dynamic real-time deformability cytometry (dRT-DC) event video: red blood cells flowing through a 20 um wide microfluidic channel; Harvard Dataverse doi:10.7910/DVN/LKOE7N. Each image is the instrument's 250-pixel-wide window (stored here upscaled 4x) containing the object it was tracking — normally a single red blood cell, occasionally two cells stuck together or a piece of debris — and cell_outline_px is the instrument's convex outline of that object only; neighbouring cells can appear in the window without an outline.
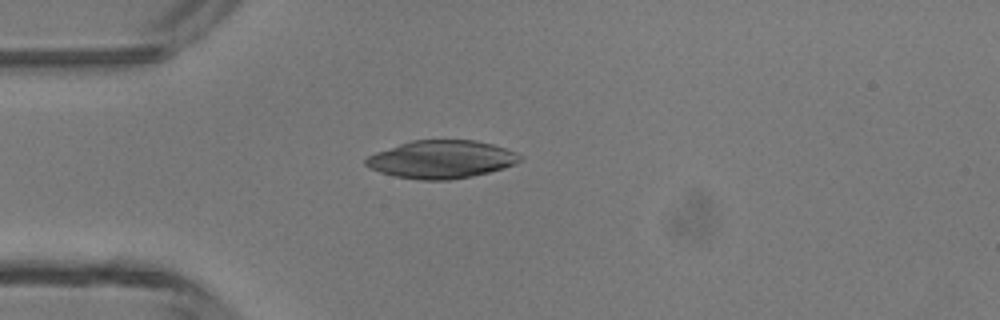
{"species": "common noctule bat (a hibernating species)", "species_latin": "Nyctalus noctula", "temperature_condition": "room temperature", "stored_images_in_passage": 2, "camera_frame_rate_fps": 3000, "um_per_image_px": 0.085, "animal": {"sex": "male", "body_mass_g": 13.3}, "frame": {"image": 1, "passage_image": 2, "time_ms": 2.0, "image_size_px": [1000, 320], "cell_outline_px": [[524, 156], [516, 164], [504, 168], [472, 176], [448, 180], [420, 180], [396, 176], [380, 172], [364, 164], [364, 160], [368, 156], [376, 152], [412, 140], [476, 140], [492, 144], [516, 152]], "centroid_in_image_um": [37.54, 13.54], "position_along_channel_um": 47.5, "area_um2": 33.93}}